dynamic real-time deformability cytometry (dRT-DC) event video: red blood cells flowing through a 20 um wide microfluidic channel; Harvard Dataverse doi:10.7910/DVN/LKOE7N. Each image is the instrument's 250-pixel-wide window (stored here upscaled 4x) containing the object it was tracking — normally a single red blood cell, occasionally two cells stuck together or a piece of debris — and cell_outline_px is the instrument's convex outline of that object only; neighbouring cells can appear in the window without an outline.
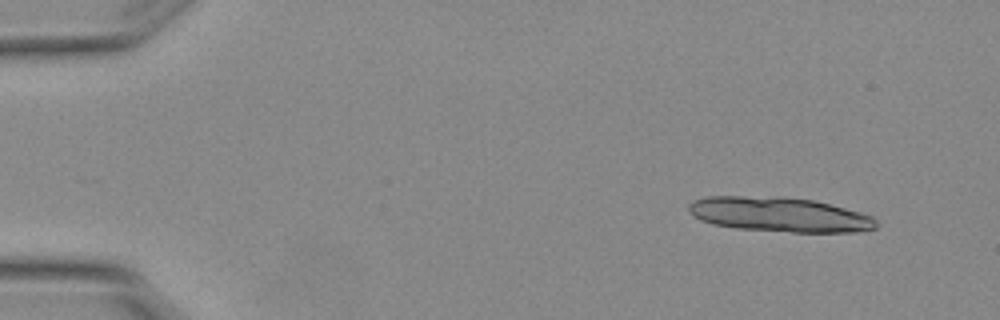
{"species": "Egyptian fruit bat (a non-hibernating species)", "species_latin": "Rousettus aegyptiacus", "temperature_condition": "warm", "stored_images_in_passage": 4, "camera_frame_rate_fps": 3000, "um_per_image_px": 0.085, "animal": {"sex": "female"}, "frame": {"image": 1, "passage_image": 1, "time_ms": 0.0, "image_size_px": [1000, 320], "cell_outline_px": [[880, 224], [876, 228], [856, 232], [792, 232], [736, 228], [712, 224], [700, 220], [688, 212], [688, 204], [696, 200], [708, 196], [780, 196], [812, 200], [860, 212], [872, 216]], "centroid_in_image_um": [66.25, 18.23], "position_along_channel_um": 18.8, "area_um2": 37.97}}